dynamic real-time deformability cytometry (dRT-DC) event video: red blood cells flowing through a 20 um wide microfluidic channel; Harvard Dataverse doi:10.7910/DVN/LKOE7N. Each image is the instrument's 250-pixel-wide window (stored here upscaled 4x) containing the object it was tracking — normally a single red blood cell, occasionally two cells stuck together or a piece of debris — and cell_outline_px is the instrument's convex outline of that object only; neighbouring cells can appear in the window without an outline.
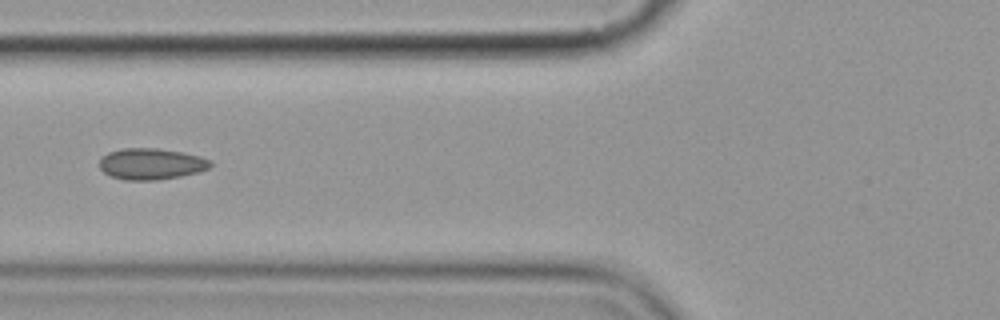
{"species": "common noctule bat (a hibernating species)", "species_latin": "Nyctalus noctula", "temperature_condition": "cold", "stored_images_in_passage": 13, "camera_frame_rate_fps": 3000, "um_per_image_px": 0.085, "animal": {"sex": "female", "body_mass_g": 19.9}, "frame": {"image": 1, "passage_image": 3, "time_ms": 3.333, "image_size_px": [1000, 320], "cell_outline_px": [[212, 164], [208, 168], [200, 172], [180, 176], [156, 180], [124, 180], [112, 176], [104, 172], [100, 168], [100, 160], [108, 152], [120, 148], [156, 148], [184, 152], [200, 156], [212, 160]], "centroid_in_image_um": [12.88, 13.92], "position_along_channel_um": 112.9, "area_um2": 20.29}}
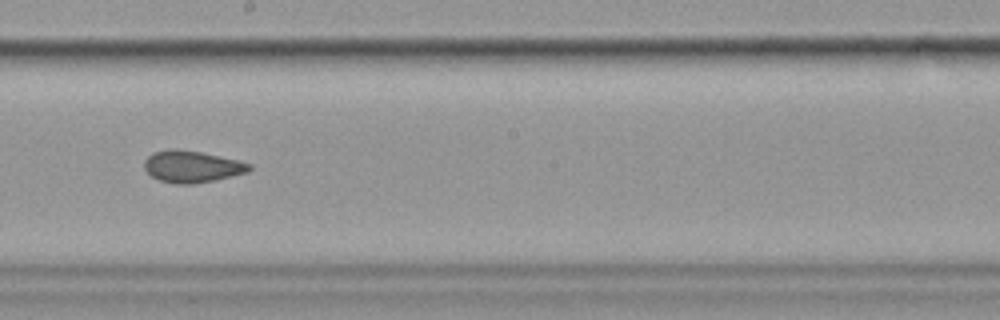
{"frame": {"image": 2, "passage_image": 6, "time_ms": 6.667, "image_size_px": [1000, 320], "cell_outline_px": [[252, 168], [248, 172], [216, 180], [192, 184], [176, 184], [160, 180], [152, 176], [144, 168], [144, 160], [152, 152], [168, 148], [176, 148], [200, 152], [236, 160], [252, 164]], "centroid_in_image_um": [16.29, 14.15], "position_along_channel_um": 231.9, "area_um2": 19.48}}
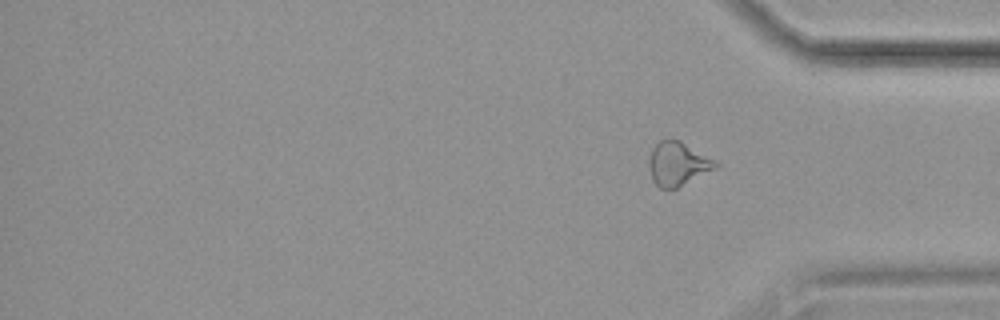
{"frame": {"image": 3, "passage_image": 13, "time_ms": 16.0, "image_size_px": [1000, 320], "cell_outline_px": [[720, 164], [716, 168], [676, 188], [660, 188], [652, 180], [648, 164], [648, 160], [652, 148], [660, 140], [680, 140], [716, 160]], "centroid_in_image_um": [57.61, 13.91], "position_along_channel_um": 377.6, "area_um2": 16.88}}